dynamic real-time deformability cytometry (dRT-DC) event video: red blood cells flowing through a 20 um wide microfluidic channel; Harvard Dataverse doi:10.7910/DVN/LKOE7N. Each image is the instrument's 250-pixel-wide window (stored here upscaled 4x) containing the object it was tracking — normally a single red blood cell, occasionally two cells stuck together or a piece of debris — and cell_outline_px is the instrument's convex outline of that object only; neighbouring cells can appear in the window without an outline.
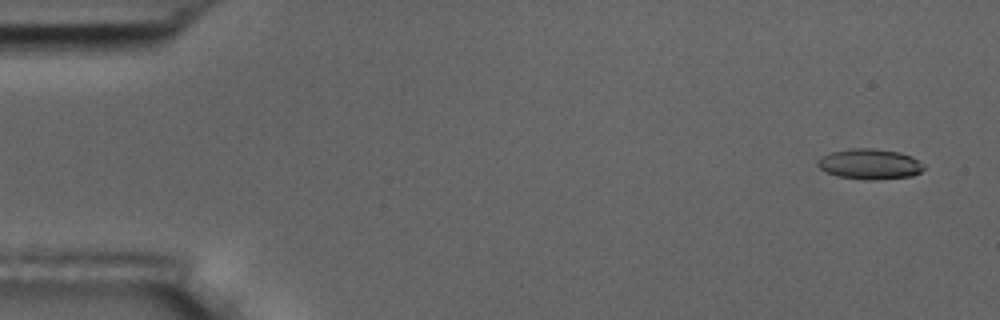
{"species": "common noctule bat (a hibernating species)", "species_latin": "Nyctalus noctula", "temperature_condition": "room temperature", "stored_images_in_passage": 5, "camera_frame_rate_fps": 3000, "um_per_image_px": 0.085, "animal": {"sex": "male", "body_mass_g": 17.5, "forearm_length_mm": 52.3}, "frame": {"image": 1, "passage_image": 1, "time_ms": 0.0, "image_size_px": [1000, 320], "cell_outline_px": [[924, 168], [920, 172], [912, 176], [872, 180], [864, 180], [836, 176], [820, 168], [816, 164], [816, 160], [832, 152], [852, 148], [872, 148], [900, 152], [912, 156], [924, 164]], "centroid_in_image_um": [73.94, 13.95], "position_along_channel_um": 11.1, "area_um2": 18.84}}
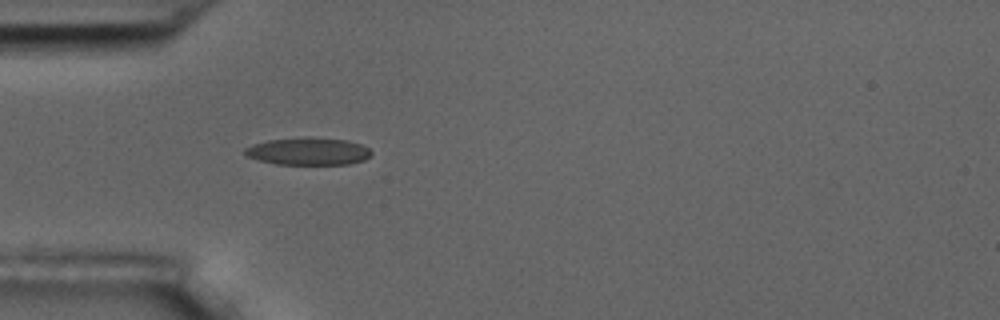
{"frame": {"image": 2, "passage_image": 5, "time_ms": 4.667, "image_size_px": [1000, 320], "cell_outline_px": [[372, 156], [364, 160], [348, 164], [276, 164], [260, 160], [248, 156], [244, 152], [244, 148], [252, 144], [268, 140], [348, 140], [360, 144], [368, 148], [372, 152]], "centroid_in_image_um": [26.23, 12.91], "position_along_channel_um": 58.8, "area_um2": 19.19}}